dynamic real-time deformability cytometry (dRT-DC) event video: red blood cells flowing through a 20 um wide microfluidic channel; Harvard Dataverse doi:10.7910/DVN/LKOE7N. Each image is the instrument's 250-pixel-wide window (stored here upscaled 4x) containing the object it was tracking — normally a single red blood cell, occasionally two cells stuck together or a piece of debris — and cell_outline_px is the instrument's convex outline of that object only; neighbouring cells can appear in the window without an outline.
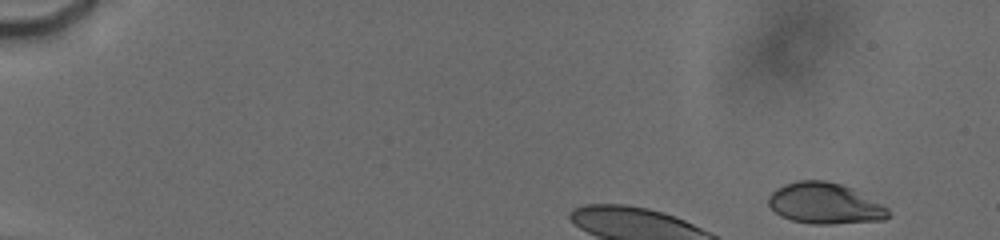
{"species": "human", "species_latin": "Homo sapiens", "temperature_condition": "cold", "stored_images_in_passage": 11, "camera_frame_rate_fps": 3000, "um_per_image_px": 0.085, "donor": {"sex": "male"}, "frame": {"image": 1, "passage_image": 2, "time_ms": 0.333, "image_size_px": [1000, 240], "cell_outline_px": [[892, 216], [884, 220], [832, 224], [812, 224], [792, 220], [780, 216], [768, 204], [768, 196], [776, 188], [784, 184], [796, 180], [824, 180], [840, 184], [852, 188], [888, 208]], "centroid_in_image_um": [70.11, 17.29], "position_along_channel_um": 14.9, "area_um2": 28.73}}